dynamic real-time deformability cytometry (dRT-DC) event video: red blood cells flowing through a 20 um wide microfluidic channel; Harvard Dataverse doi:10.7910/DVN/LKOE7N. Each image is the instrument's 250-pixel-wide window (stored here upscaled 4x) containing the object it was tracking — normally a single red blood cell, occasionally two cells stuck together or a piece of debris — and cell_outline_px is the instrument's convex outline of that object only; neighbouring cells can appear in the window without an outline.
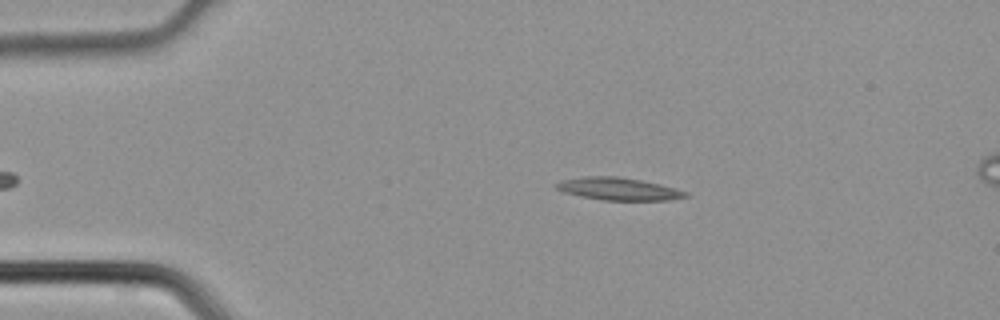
{"species": "common noctule bat (a hibernating species)", "species_latin": "Nyctalus noctula", "temperature_condition": "cold", "stored_images_in_passage": 3, "camera_frame_rate_fps": 3000, "um_per_image_px": 0.085, "animal": {"sex": "male", "body_mass_g": 21.5, "forearm_length_mm": 52.0}, "frame": {"image": 1, "passage_image": 1, "time_ms": 0.0, "image_size_px": [1000, 320], "cell_outline_px": [[692, 196], [668, 200], [604, 200], [580, 196], [564, 192], [556, 188], [556, 184], [560, 180], [584, 176], [616, 176], [640, 180], [660, 184], [676, 188], [688, 192]], "centroid_in_image_um": [52.61, 16.05], "position_along_channel_um": 32.4, "area_um2": 16.99}}